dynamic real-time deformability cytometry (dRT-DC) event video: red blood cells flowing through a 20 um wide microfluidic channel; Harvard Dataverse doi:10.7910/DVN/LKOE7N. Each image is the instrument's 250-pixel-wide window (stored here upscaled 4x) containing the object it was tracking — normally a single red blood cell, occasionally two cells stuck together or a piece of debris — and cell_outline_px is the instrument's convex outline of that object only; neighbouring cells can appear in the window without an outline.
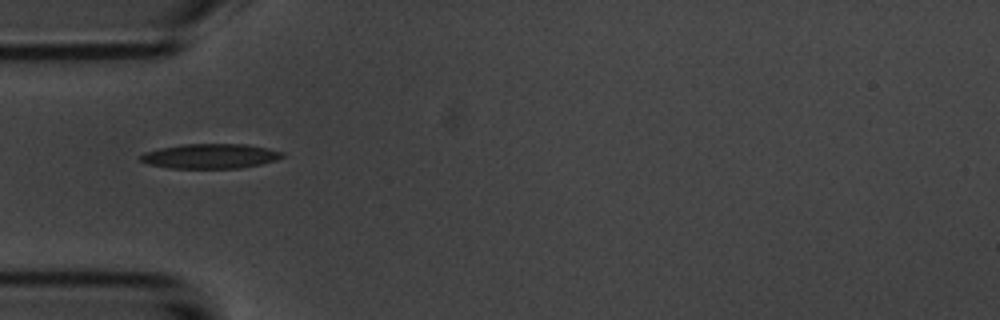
{"species": "common noctule bat (a hibernating species)", "species_latin": "Nyctalus noctula", "temperature_condition": "room temperature", "stored_images_in_passage": 7, "camera_frame_rate_fps": 3000, "um_per_image_px": 0.085, "animal": {"sex": "male", "body_mass_g": 20.1, "forearm_length_mm": 53.5}, "frame": {"image": 1, "passage_image": 5, "time_ms": 5.333, "image_size_px": [1000, 320], "cell_outline_px": [[284, 156], [276, 160], [260, 164], [240, 168], [168, 168], [148, 164], [140, 160], [140, 156], [144, 152], [160, 148], [184, 144], [248, 144], [268, 148], [284, 152]], "centroid_in_image_um": [17.89, 13.27], "position_along_channel_um": 67.1, "area_um2": 20.46}}
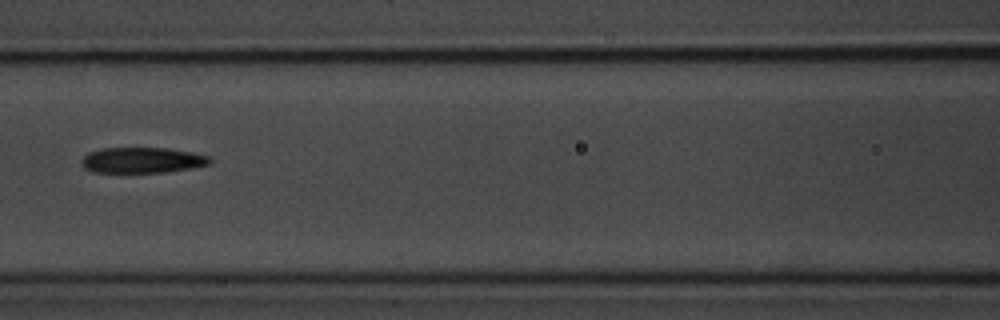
{"frame": {"image": 2, "passage_image": 7, "time_ms": 7.667, "image_size_px": [1000, 320], "cell_outline_px": [[212, 164], [192, 168], [164, 172], [92, 172], [84, 168], [80, 160], [88, 152], [104, 148], [168, 148], [192, 152], [212, 156]], "centroid_in_image_um": [12.13, 13.61], "position_along_channel_um": 154.5, "area_um2": 19.36}}